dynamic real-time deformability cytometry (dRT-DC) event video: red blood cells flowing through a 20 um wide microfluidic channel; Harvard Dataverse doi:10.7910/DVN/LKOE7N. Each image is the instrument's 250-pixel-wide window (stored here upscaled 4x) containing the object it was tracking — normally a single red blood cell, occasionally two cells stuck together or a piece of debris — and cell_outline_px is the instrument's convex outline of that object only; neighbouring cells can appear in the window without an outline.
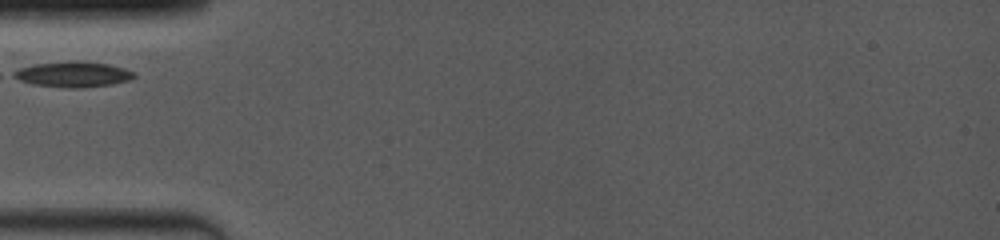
{"species": "common noctule bat (a hibernating species)", "species_latin": "Nyctalus noctula", "temperature_condition": "room temperature", "stored_images_in_passage": 22, "camera_frame_rate_fps": 4000, "um_per_image_px": 0.085, "animal": {"sex": "female", "body_mass_g": 19.0, "forearm_length_mm": 53.3}, "frame": {"image": 1, "passage_image": 1, "time_ms": 0.0, "image_size_px": [1000, 240], "cell_outline_px": [[136, 76], [132, 80], [112, 84], [80, 88], [68, 88], [32, 84], [20, 80], [12, 76], [12, 72], [20, 68], [32, 64], [68, 60], [76, 60], [108, 64], [124, 68], [136, 72]], "centroid_in_image_um": [6.23, 6.31], "position_along_channel_um": 78.8, "area_um2": 18.21}}